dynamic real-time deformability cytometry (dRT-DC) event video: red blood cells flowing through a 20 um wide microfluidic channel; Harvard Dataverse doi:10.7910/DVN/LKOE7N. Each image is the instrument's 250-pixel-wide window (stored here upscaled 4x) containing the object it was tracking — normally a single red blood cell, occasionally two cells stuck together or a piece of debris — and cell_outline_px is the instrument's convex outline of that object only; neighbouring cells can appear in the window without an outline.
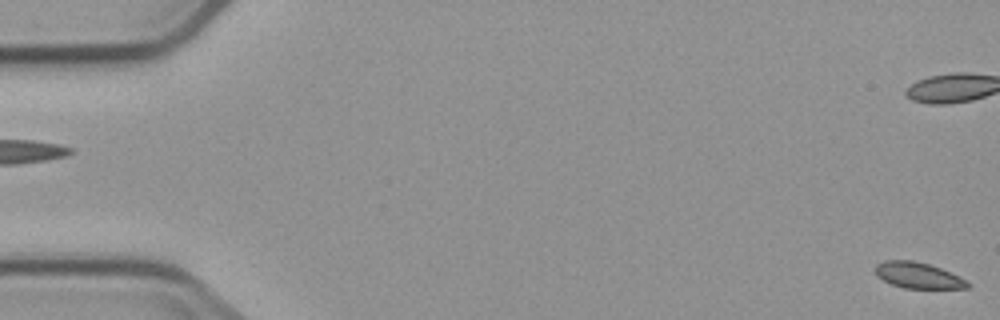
{"species": "common noctule bat (a hibernating species)", "species_latin": "Nyctalus noctula", "temperature_condition": "cold", "stored_images_in_passage": 5, "segment_of_instrument_passage": [2, 2], "camera_frame_rate_fps": 3000, "um_per_image_px": 0.085, "animal": {"sex": "male", "body_mass_g": 23.1, "forearm_length_mm": 52.7}, "frame": {"image": 1, "passage_image": 5, "time_ms": 5.667, "image_size_px": [1000, 320], "cell_outline_px": [[972, 284], [968, 288], [904, 288], [892, 284], [876, 276], [876, 264], [884, 260], [912, 260], [928, 264], [940, 268]], "centroid_in_image_um": [77.99, 23.4], "position_along_channel_um": 7.0, "area_um2": 13.7}}